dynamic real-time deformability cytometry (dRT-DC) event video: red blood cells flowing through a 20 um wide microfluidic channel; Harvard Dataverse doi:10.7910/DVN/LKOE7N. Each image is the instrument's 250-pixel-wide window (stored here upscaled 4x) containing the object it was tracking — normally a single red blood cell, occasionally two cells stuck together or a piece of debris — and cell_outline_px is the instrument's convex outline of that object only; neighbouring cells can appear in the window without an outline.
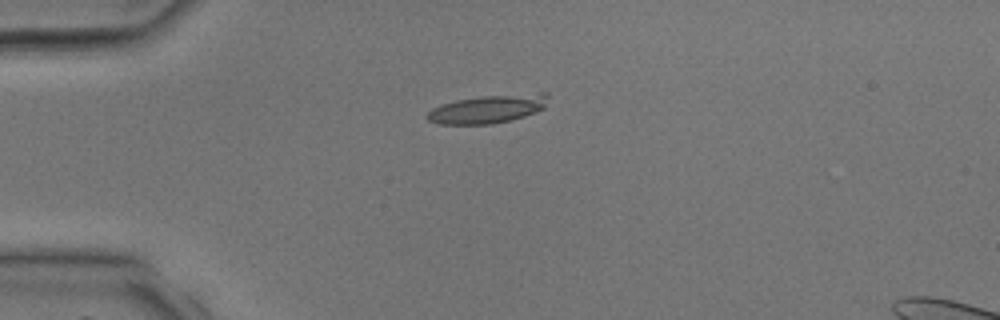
{"species": "common noctule bat (a hibernating species)", "species_latin": "Nyctalus noctula", "temperature_condition": "room temperature", "stored_images_in_passage": 5, "camera_frame_rate_fps": 3000, "um_per_image_px": 0.085, "animal": {"sex": "male", "body_mass_g": 17.9, "forearm_length_mm": 54.2}, "frame": {"image": 1, "passage_image": 1, "time_ms": 0.0, "image_size_px": [1000, 320], "cell_outline_px": [[548, 96], [544, 108], [536, 112], [524, 116], [492, 124], [440, 124], [428, 120], [424, 116], [432, 108], [440, 104], [456, 100], [484, 96], [540, 92], [548, 92]], "centroid_in_image_um": [41.46, 9.25], "position_along_channel_um": 43.5, "area_um2": 19.94}}